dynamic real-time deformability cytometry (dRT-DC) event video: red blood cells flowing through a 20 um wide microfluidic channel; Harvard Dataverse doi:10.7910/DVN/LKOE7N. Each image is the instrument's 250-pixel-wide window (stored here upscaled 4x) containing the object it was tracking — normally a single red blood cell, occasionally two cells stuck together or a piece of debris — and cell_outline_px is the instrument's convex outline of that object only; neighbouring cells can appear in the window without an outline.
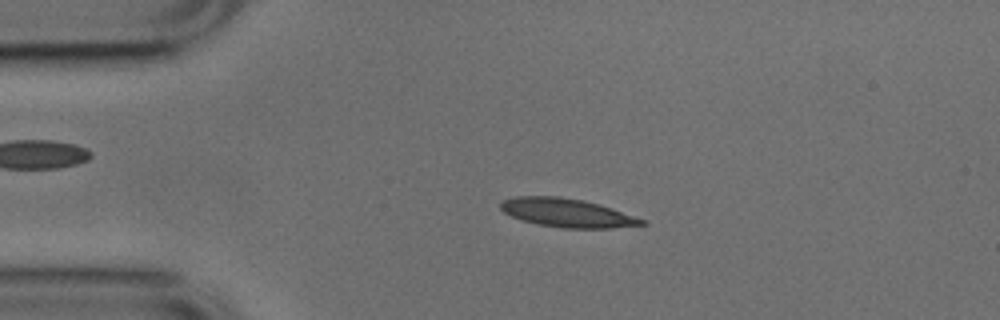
{"species": "common noctule bat (a hibernating species)", "species_latin": "Nyctalus noctula", "temperature_condition": "cold", "stored_images_in_passage": 51, "camera_frame_rate_fps": 3000, "um_per_image_px": 0.085, "animal": {"sex": "male", "body_mass_g": 17.9, "forearm_length_mm": 54.2}, "frame": {"image": 1, "passage_image": 10, "time_ms": 3.0, "image_size_px": [1000, 320], "cell_outline_px": [[648, 224], [612, 228], [560, 228], [536, 224], [512, 216], [504, 212], [500, 208], [500, 204], [504, 200], [516, 196], [560, 196], [584, 200], [648, 220]], "centroid_in_image_um": [48.22, 18.09], "position_along_channel_um": 36.8, "area_um2": 23.47}}
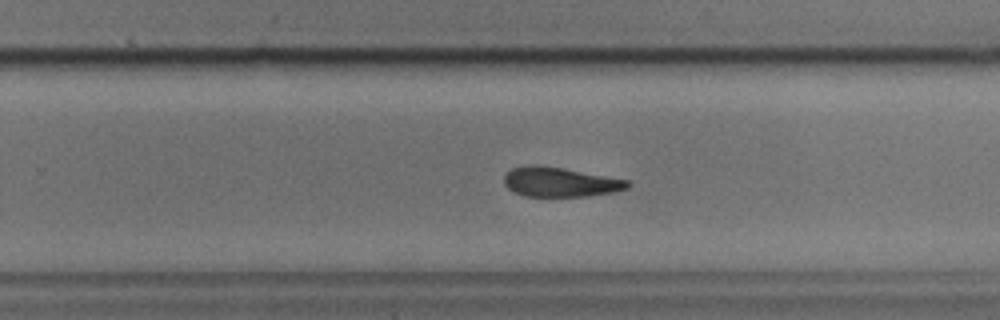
{"frame": {"image": 2, "passage_image": 32, "time_ms": 10.333, "image_size_px": [1000, 320], "cell_outline_px": [[632, 184], [628, 188], [612, 192], [588, 196], [524, 196], [512, 192], [504, 184], [504, 176], [512, 168], [524, 164], [536, 164], [564, 168], [632, 180]], "centroid_in_image_um": [47.62, 15.46], "position_along_channel_um": 282.2, "area_um2": 21.68}}
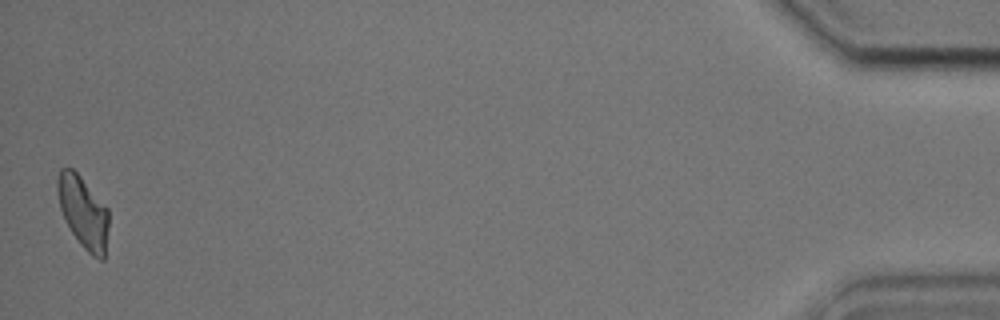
{"frame": {"image": 3, "passage_image": 51, "time_ms": 16.667, "image_size_px": [1000, 320], "cell_outline_px": [[108, 228], [104, 260], [100, 260], [92, 256], [80, 244], [64, 220], [60, 208], [56, 188], [56, 180], [60, 168], [72, 168], [80, 176], [108, 208]], "centroid_in_image_um": [7.06, 18.03], "position_along_channel_um": 428.1, "area_um2": 21.5}, "authors_computed_cell_mechanics": {"area_um2": 22.4842, "velocity_mm_per_s": 3.7585, "shape_relaxation_time_tau1_ms": 3.1666, "shape_relaxation_time_tau2_ms": 2.6548, "deformation_change_tau1": 0.1385, "deformation_change_tau2": 0.1063}}